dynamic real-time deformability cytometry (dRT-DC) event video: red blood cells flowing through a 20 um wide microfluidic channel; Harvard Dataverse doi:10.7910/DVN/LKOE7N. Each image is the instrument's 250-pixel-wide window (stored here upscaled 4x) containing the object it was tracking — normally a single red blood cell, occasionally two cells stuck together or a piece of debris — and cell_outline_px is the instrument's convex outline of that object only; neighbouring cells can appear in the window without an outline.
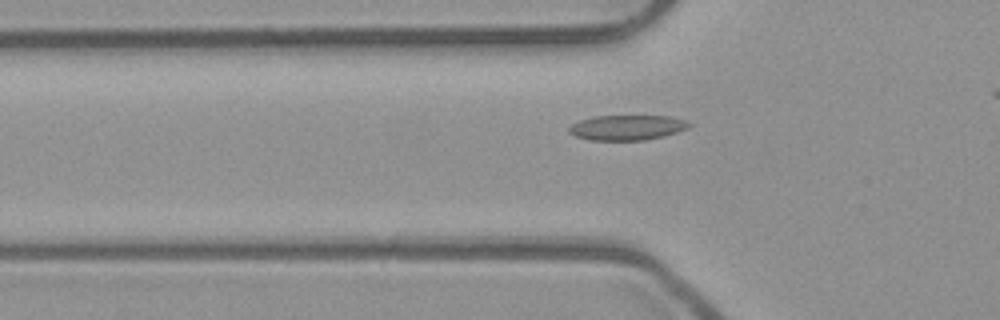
{"species": "common noctule bat (a hibernating species)", "species_latin": "Nyctalus noctula", "temperature_condition": "room temperature", "stored_images_in_passage": 42, "camera_frame_rate_fps": 3000, "um_per_image_px": 0.085, "animal": {"sex": "male", "body_mass_g": 23.1, "forearm_length_mm": 52.7}, "frame": {"image": 1, "passage_image": 14, "time_ms": 4.333, "image_size_px": [1000, 320], "cell_outline_px": [[692, 124], [688, 128], [664, 136], [644, 140], [592, 140], [576, 136], [568, 132], [568, 128], [572, 124], [580, 120], [592, 116], [672, 116], [684, 120]], "centroid_in_image_um": [53.3, 10.83], "position_along_channel_um": 72.5, "area_um2": 17.51}}
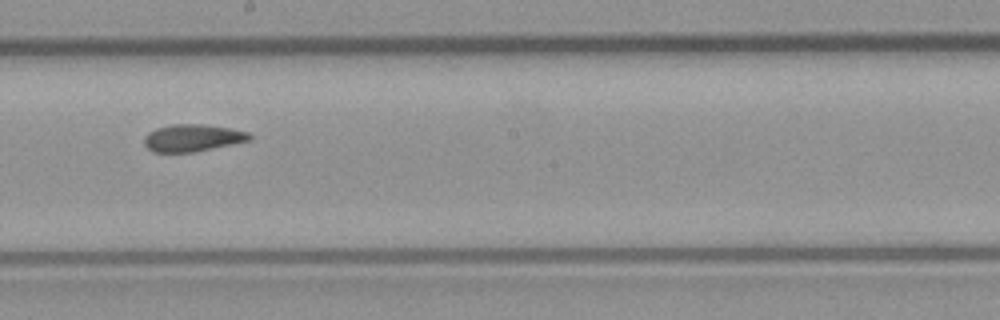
{"frame": {"image": 2, "passage_image": 26, "time_ms": 8.333, "image_size_px": [1000, 320], "cell_outline_px": [[252, 140], [192, 152], [156, 152], [148, 148], [144, 144], [144, 136], [148, 132], [156, 128], [172, 124], [204, 124], [228, 128], [248, 132], [252, 136]], "centroid_in_image_um": [16.36, 11.71], "position_along_channel_um": 231.8, "area_um2": 16.59}}
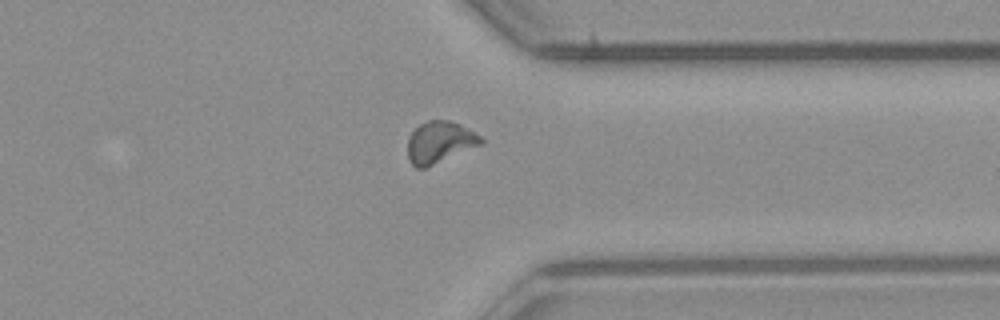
{"frame": {"image": 3, "passage_image": 37, "time_ms": 12.0, "image_size_px": [1000, 320], "cell_outline_px": [[484, 144], [424, 168], [416, 168], [408, 160], [408, 136], [420, 124], [428, 120], [448, 120], [460, 124], [480, 136], [484, 140]], "centroid_in_image_um": [37.37, 12.09], "position_along_channel_um": 374.0, "area_um2": 17.8}}